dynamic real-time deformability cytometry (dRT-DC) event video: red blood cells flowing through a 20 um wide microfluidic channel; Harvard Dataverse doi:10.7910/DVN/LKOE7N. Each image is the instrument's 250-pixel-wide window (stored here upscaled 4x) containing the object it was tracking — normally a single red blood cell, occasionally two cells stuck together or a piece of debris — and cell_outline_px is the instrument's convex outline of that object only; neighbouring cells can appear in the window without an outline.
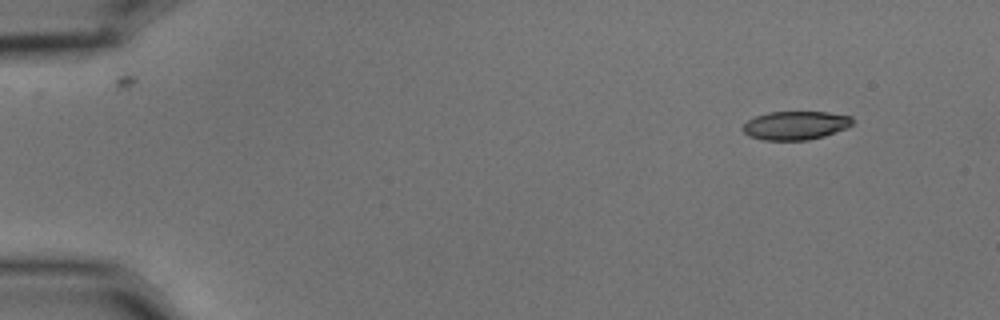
{"species": "common noctule bat (a hibernating species)", "species_latin": "Nyctalus noctula", "temperature_condition": "cold", "stored_images_in_passage": 5, "camera_frame_rate_fps": 3000, "um_per_image_px": 0.085, "animal": {"sex": "male", "body_mass_g": 15.6}, "frame": {"image": 1, "passage_image": 1, "time_ms": 0.0, "image_size_px": [1000, 320], "cell_outline_px": [[852, 124], [848, 128], [824, 136], [808, 140], [764, 140], [748, 136], [744, 132], [744, 124], [748, 120], [756, 116], [768, 112], [828, 112], [852, 116]], "centroid_in_image_um": [67.64, 10.66], "position_along_channel_um": 17.4, "area_um2": 18.26}}
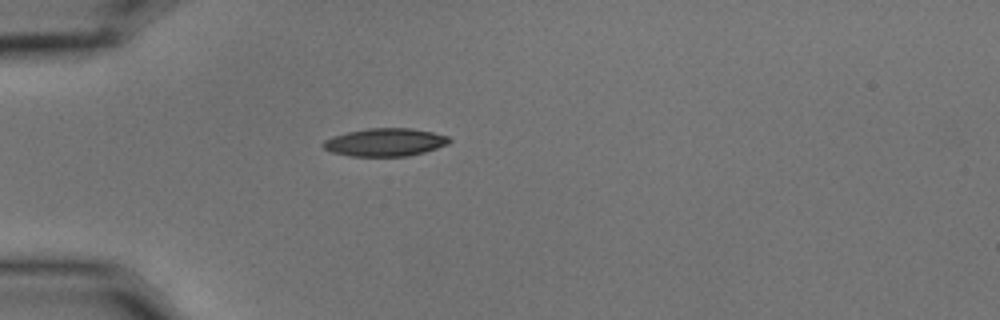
{"frame": {"image": 2, "passage_image": 4, "time_ms": 1.0, "image_size_px": [1000, 320], "cell_outline_px": [[452, 140], [448, 144], [424, 152], [408, 156], [352, 156], [332, 152], [324, 148], [320, 144], [324, 140], [332, 136], [348, 132], [368, 128], [412, 128], [432, 132], [448, 136]], "centroid_in_image_um": [32.73, 12.09], "position_along_channel_um": 52.3, "area_um2": 20.52}}